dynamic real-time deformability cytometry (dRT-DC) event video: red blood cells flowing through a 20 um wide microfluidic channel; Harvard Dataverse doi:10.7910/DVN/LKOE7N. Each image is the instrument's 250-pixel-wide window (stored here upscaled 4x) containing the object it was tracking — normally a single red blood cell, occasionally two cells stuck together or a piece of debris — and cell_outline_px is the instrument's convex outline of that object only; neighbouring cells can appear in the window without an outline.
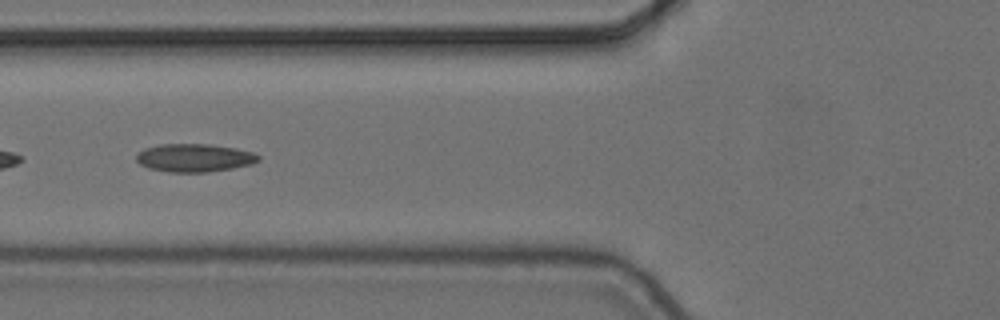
{"species": "common noctule bat (a hibernating species)", "species_latin": "Nyctalus noctula", "temperature_condition": "cold", "stored_images_in_passage": 7, "camera_frame_rate_fps": 3000, "um_per_image_px": 0.085, "animal": {"sex": "female", "body_mass_g": 24.6, "forearm_length_mm": 56.2}, "frame": {"image": 1, "passage_image": 6, "time_ms": 1.667, "image_size_px": [1000, 320], "cell_outline_px": [[260, 160], [252, 164], [232, 168], [208, 172], [168, 172], [148, 168], [140, 164], [136, 160], [136, 156], [144, 148], [160, 144], [208, 144], [236, 148], [252, 152], [260, 156]], "centroid_in_image_um": [16.52, 13.41], "position_along_channel_um": 109.3, "area_um2": 20.0}}
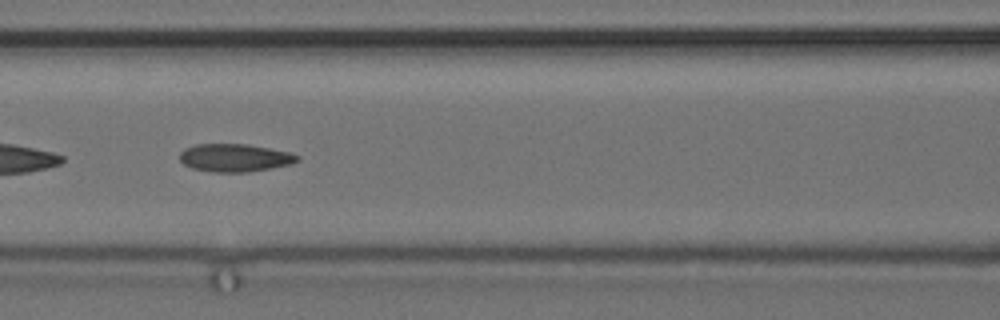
{"frame": {"image": 2, "passage_image": 7, "time_ms": 2.0, "image_size_px": [1000, 320], "cell_outline_px": [[300, 160], [292, 164], [272, 168], [248, 172], [212, 172], [192, 168], [184, 164], [180, 160], [180, 152], [184, 148], [196, 144], [248, 144], [288, 152], [300, 156]], "centroid_in_image_um": [19.96, 13.41], "position_along_channel_um": 146.6, "area_um2": 19.19}}